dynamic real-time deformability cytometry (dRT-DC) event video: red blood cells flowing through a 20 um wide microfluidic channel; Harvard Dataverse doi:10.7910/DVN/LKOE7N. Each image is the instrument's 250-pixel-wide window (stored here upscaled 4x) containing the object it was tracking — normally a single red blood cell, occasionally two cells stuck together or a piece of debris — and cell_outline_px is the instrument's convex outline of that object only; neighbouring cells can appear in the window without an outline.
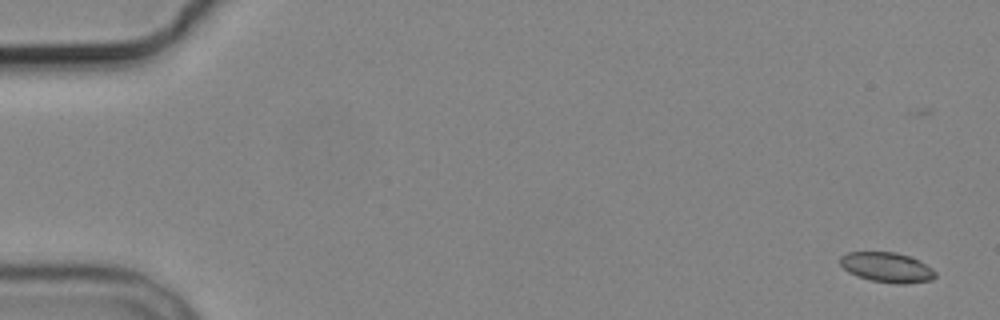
{"species": "common noctule bat (a hibernating species)", "species_latin": "Nyctalus noctula", "temperature_condition": "cold", "stored_images_in_passage": 10, "camera_frame_rate_fps": 3000, "um_per_image_px": 0.085, "animal": {"sex": "male", "body_mass_g": 19.2, "forearm_length_mm": 51.8}, "frame": {"image": 1, "passage_image": 1, "time_ms": 0.0, "image_size_px": [1000, 320], "cell_outline_px": [[936, 276], [932, 280], [904, 284], [896, 284], [872, 280], [856, 276], [848, 272], [840, 264], [840, 256], [848, 252], [896, 252], [920, 260], [932, 268], [936, 272]], "centroid_in_image_um": [75.4, 22.72], "position_along_channel_um": 9.6, "area_um2": 16.7}}
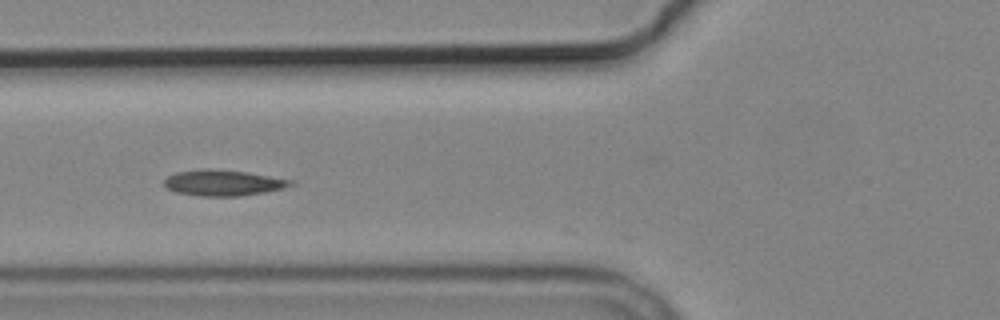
{"frame": {"image": 2, "passage_image": 6, "time_ms": 6.667, "image_size_px": [1000, 320], "cell_outline_px": [[296, 184], [284, 188], [264, 192], [240, 196], [200, 196], [176, 192], [168, 188], [164, 184], [164, 180], [168, 176], [176, 172], [200, 168], [208, 168], [248, 172], [296, 180]], "centroid_in_image_um": [19.02, 15.53], "position_along_channel_um": 106.8, "area_um2": 19.31}}
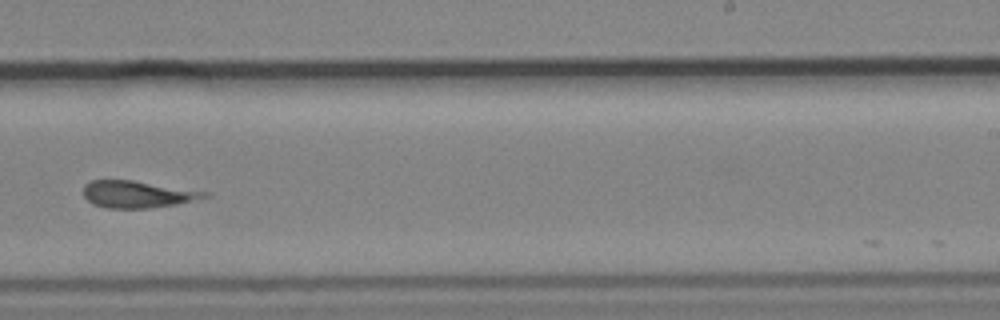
{"frame": {"image": 3, "passage_image": 10, "time_ms": 11.333, "image_size_px": [1000, 320], "cell_outline_px": [[212, 196], [176, 204], [144, 208], [108, 208], [92, 204], [84, 196], [84, 184], [88, 180], [132, 180], [212, 192]], "centroid_in_image_um": [11.71, 16.5], "position_along_channel_um": 277.3, "area_um2": 19.13}}